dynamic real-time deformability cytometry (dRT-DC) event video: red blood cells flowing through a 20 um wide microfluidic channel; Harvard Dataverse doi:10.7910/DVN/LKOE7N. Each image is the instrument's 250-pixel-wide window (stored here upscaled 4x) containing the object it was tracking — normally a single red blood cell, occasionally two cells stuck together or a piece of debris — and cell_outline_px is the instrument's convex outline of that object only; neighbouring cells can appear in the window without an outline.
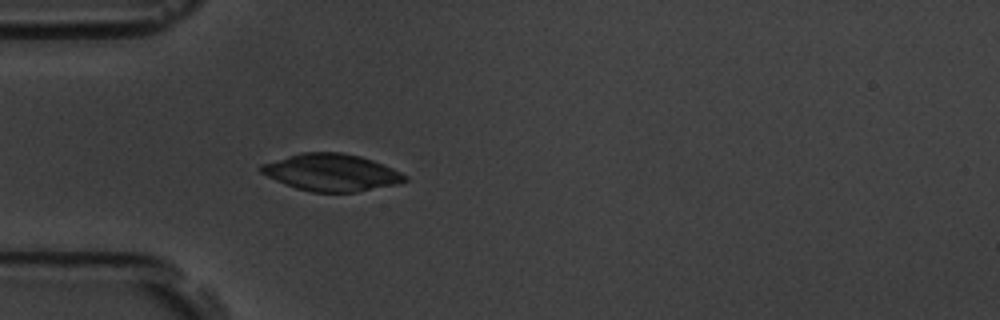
{"species": "common noctule bat (a hibernating species)", "species_latin": "Nyctalus noctula", "temperature_condition": "room temperature", "stored_images_in_passage": 4, "camera_frame_rate_fps": 3000, "um_per_image_px": 0.085, "animal": {"sex": "male", "body_mass_g": 19.5, "forearm_length_mm": 54.6}, "frame": {"image": 1, "passage_image": 4, "time_ms": 4.333, "image_size_px": [1000, 320], "cell_outline_px": [[408, 180], [396, 184], [356, 192], [312, 192], [296, 188], [284, 184], [260, 172], [260, 164], [300, 152], [340, 152], [360, 156], [372, 160], [392, 168], [408, 176]], "centroid_in_image_um": [28.15, 14.65], "position_along_channel_um": 56.8, "area_um2": 30.98}}